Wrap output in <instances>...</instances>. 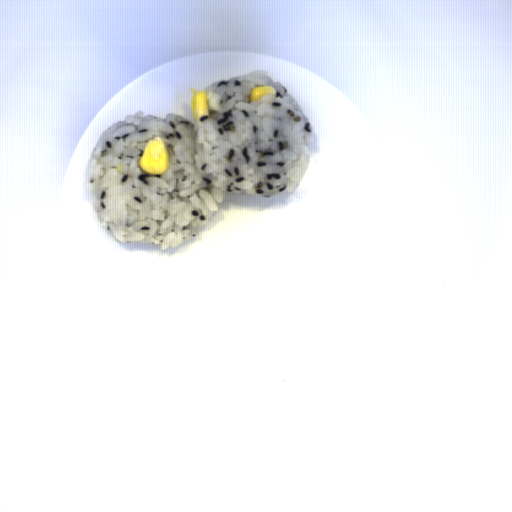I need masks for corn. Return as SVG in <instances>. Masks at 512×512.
Returning <instances> with one entry per match:
<instances>
[{
    "mask_svg": "<svg viewBox=\"0 0 512 512\" xmlns=\"http://www.w3.org/2000/svg\"><path fill=\"white\" fill-rule=\"evenodd\" d=\"M264 95H272L277 98V90L270 85L256 86L250 91V101L257 102L262 99Z\"/></svg>",
    "mask_w": 512,
    "mask_h": 512,
    "instance_id": "obj_3",
    "label": "corn"
},
{
    "mask_svg": "<svg viewBox=\"0 0 512 512\" xmlns=\"http://www.w3.org/2000/svg\"><path fill=\"white\" fill-rule=\"evenodd\" d=\"M191 92H194L190 99V106L195 121L199 120L200 116L209 115L207 104V93L205 91H196L190 87Z\"/></svg>",
    "mask_w": 512,
    "mask_h": 512,
    "instance_id": "obj_2",
    "label": "corn"
},
{
    "mask_svg": "<svg viewBox=\"0 0 512 512\" xmlns=\"http://www.w3.org/2000/svg\"><path fill=\"white\" fill-rule=\"evenodd\" d=\"M139 167L151 175L164 174L169 167V153L160 138L150 139L146 144Z\"/></svg>",
    "mask_w": 512,
    "mask_h": 512,
    "instance_id": "obj_1",
    "label": "corn"
}]
</instances>
